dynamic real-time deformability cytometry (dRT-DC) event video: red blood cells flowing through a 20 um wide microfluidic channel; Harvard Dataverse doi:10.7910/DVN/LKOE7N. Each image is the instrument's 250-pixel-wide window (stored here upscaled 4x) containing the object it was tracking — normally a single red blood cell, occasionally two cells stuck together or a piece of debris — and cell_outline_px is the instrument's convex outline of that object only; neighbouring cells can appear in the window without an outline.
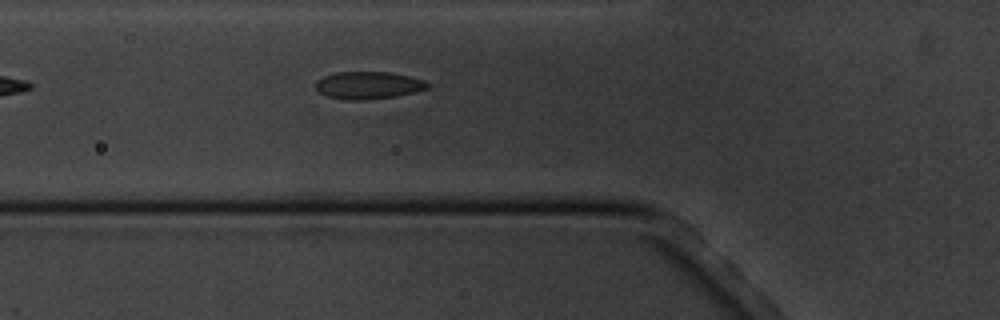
{"species": "common noctule bat (a hibernating species)", "species_latin": "Nyctalus noctula", "temperature_condition": "cold", "stored_images_in_passage": 6, "camera_frame_rate_fps": 3000, "um_per_image_px": 0.085, "animal": {"sex": "male", "body_mass_g": 20.1, "forearm_length_mm": 53.5}, "frame": {"image": 1, "passage_image": 6, "time_ms": 6.333, "image_size_px": [1000, 320], "cell_outline_px": [[432, 84], [428, 88], [396, 96], [364, 100], [348, 100], [328, 96], [320, 92], [316, 88], [316, 80], [324, 76], [336, 72], [388, 72], [408, 76], [424, 80]], "centroid_in_image_um": [31.31, 7.24], "position_along_channel_um": 94.5, "area_um2": 17.74}}